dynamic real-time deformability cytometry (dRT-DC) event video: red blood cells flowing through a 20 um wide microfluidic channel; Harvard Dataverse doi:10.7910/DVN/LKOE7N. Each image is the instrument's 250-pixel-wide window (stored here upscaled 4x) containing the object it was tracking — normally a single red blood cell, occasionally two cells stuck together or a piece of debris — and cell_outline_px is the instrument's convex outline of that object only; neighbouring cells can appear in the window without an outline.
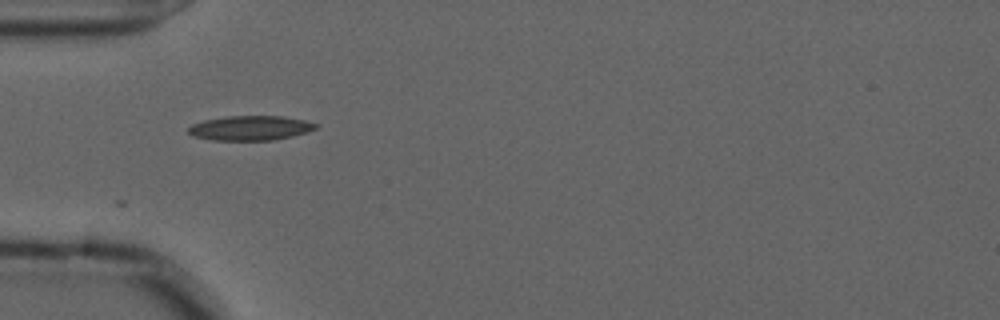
{"species": "common noctule bat (a hibernating species)", "species_latin": "Nyctalus noctula", "temperature_condition": "cold", "stored_images_in_passage": 17, "camera_frame_rate_fps": 3000, "um_per_image_px": 0.085, "animal": {"sex": "male", "forearm_length_mm": 52.5}, "frame": {"image": 1, "passage_image": 1, "time_ms": 0.0, "image_size_px": [1000, 320], "cell_outline_px": [[320, 124], [316, 128], [308, 132], [292, 136], [272, 140], [212, 140], [192, 136], [188, 132], [188, 128], [192, 124], [204, 120], [228, 116], [284, 116], [304, 120]], "centroid_in_image_um": [21.29, 10.88], "position_along_channel_um": 63.7, "area_um2": 18.32}}
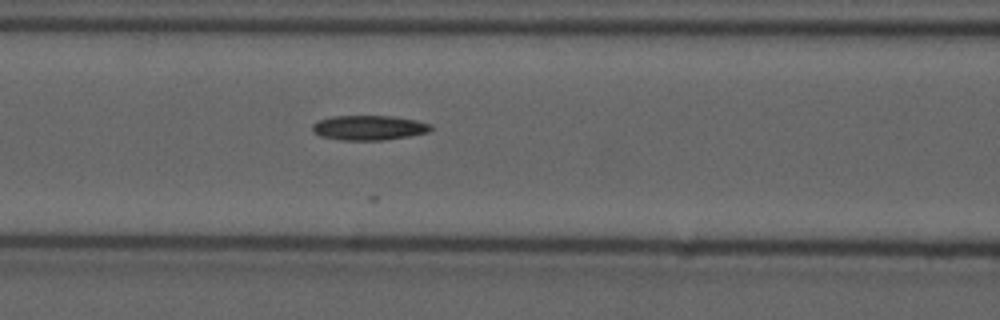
{"frame": {"image": 2, "passage_image": 7, "time_ms": 2.0, "image_size_px": [1000, 320], "cell_outline_px": [[432, 128], [428, 132], [408, 136], [380, 140], [340, 140], [320, 136], [312, 132], [312, 124], [320, 120], [332, 116], [392, 116], [416, 120], [432, 124]], "centroid_in_image_um": [31.34, 10.85], "position_along_channel_um": 135.3, "area_um2": 17.05}}
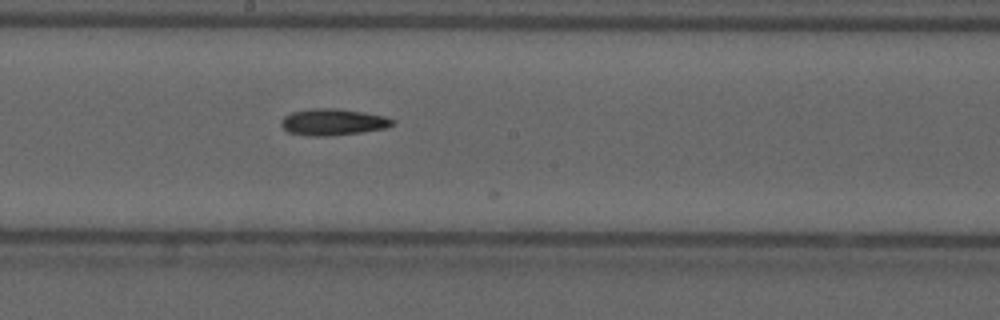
{"frame": {"image": 3, "passage_image": 14, "time_ms": 4.333, "image_size_px": [1000, 320], "cell_outline_px": [[396, 124], [384, 128], [360, 132], [332, 136], [308, 136], [288, 132], [280, 124], [280, 120], [284, 116], [292, 112], [312, 108], [336, 108], [364, 112], [384, 116], [396, 120]], "centroid_in_image_um": [28.29, 10.37], "position_along_channel_um": 219.9, "area_um2": 17.34}}